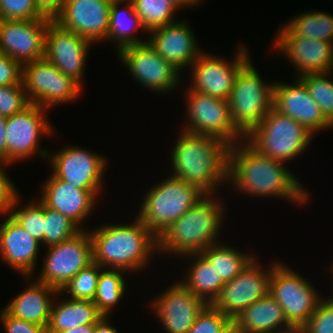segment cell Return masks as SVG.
I'll return each mask as SVG.
<instances>
[{
    "label": "cell",
    "instance_id": "1",
    "mask_svg": "<svg viewBox=\"0 0 333 333\" xmlns=\"http://www.w3.org/2000/svg\"><path fill=\"white\" fill-rule=\"evenodd\" d=\"M284 165L260 153L246 139L238 141L229 147L227 185L232 184L238 194L281 198L303 205L312 193Z\"/></svg>",
    "mask_w": 333,
    "mask_h": 333
},
{
    "label": "cell",
    "instance_id": "2",
    "mask_svg": "<svg viewBox=\"0 0 333 333\" xmlns=\"http://www.w3.org/2000/svg\"><path fill=\"white\" fill-rule=\"evenodd\" d=\"M180 131L171 148L170 175L194 184L205 194H218L217 189L228 184L230 146L218 137Z\"/></svg>",
    "mask_w": 333,
    "mask_h": 333
},
{
    "label": "cell",
    "instance_id": "3",
    "mask_svg": "<svg viewBox=\"0 0 333 333\" xmlns=\"http://www.w3.org/2000/svg\"><path fill=\"white\" fill-rule=\"evenodd\" d=\"M93 243V262L107 269L128 272L145 270L158 253V239L137 216L131 223L105 224L89 230ZM134 271V272H133Z\"/></svg>",
    "mask_w": 333,
    "mask_h": 333
},
{
    "label": "cell",
    "instance_id": "4",
    "mask_svg": "<svg viewBox=\"0 0 333 333\" xmlns=\"http://www.w3.org/2000/svg\"><path fill=\"white\" fill-rule=\"evenodd\" d=\"M217 194H205L158 239V253L172 257L199 253L220 242L225 207ZM218 198V199H217Z\"/></svg>",
    "mask_w": 333,
    "mask_h": 333
},
{
    "label": "cell",
    "instance_id": "5",
    "mask_svg": "<svg viewBox=\"0 0 333 333\" xmlns=\"http://www.w3.org/2000/svg\"><path fill=\"white\" fill-rule=\"evenodd\" d=\"M160 181L145 192L136 214L156 237L205 195L194 184L172 175Z\"/></svg>",
    "mask_w": 333,
    "mask_h": 333
},
{
    "label": "cell",
    "instance_id": "6",
    "mask_svg": "<svg viewBox=\"0 0 333 333\" xmlns=\"http://www.w3.org/2000/svg\"><path fill=\"white\" fill-rule=\"evenodd\" d=\"M274 83L262 80L251 59L238 72L228 102L232 122L244 137L273 107Z\"/></svg>",
    "mask_w": 333,
    "mask_h": 333
},
{
    "label": "cell",
    "instance_id": "7",
    "mask_svg": "<svg viewBox=\"0 0 333 333\" xmlns=\"http://www.w3.org/2000/svg\"><path fill=\"white\" fill-rule=\"evenodd\" d=\"M314 135L290 116L273 107L245 139L266 157L288 163L301 156Z\"/></svg>",
    "mask_w": 333,
    "mask_h": 333
},
{
    "label": "cell",
    "instance_id": "8",
    "mask_svg": "<svg viewBox=\"0 0 333 333\" xmlns=\"http://www.w3.org/2000/svg\"><path fill=\"white\" fill-rule=\"evenodd\" d=\"M277 261L272 268L269 294L283 308L287 321L299 330L322 299L318 290L300 273Z\"/></svg>",
    "mask_w": 333,
    "mask_h": 333
},
{
    "label": "cell",
    "instance_id": "9",
    "mask_svg": "<svg viewBox=\"0 0 333 333\" xmlns=\"http://www.w3.org/2000/svg\"><path fill=\"white\" fill-rule=\"evenodd\" d=\"M47 111L31 103L22 112L7 117L6 164L14 165L22 160H30L35 154H38L39 159H47L50 151L41 149L40 141L45 135L53 137L55 134L53 124L47 119Z\"/></svg>",
    "mask_w": 333,
    "mask_h": 333
},
{
    "label": "cell",
    "instance_id": "10",
    "mask_svg": "<svg viewBox=\"0 0 333 333\" xmlns=\"http://www.w3.org/2000/svg\"><path fill=\"white\" fill-rule=\"evenodd\" d=\"M22 83L30 103L49 110L55 105L73 103L84 92L72 77L60 72L45 58L22 65Z\"/></svg>",
    "mask_w": 333,
    "mask_h": 333
},
{
    "label": "cell",
    "instance_id": "11",
    "mask_svg": "<svg viewBox=\"0 0 333 333\" xmlns=\"http://www.w3.org/2000/svg\"><path fill=\"white\" fill-rule=\"evenodd\" d=\"M183 95L188 119L180 130L218 137L229 146L245 139L232 122L228 100L201 94L189 87Z\"/></svg>",
    "mask_w": 333,
    "mask_h": 333
},
{
    "label": "cell",
    "instance_id": "12",
    "mask_svg": "<svg viewBox=\"0 0 333 333\" xmlns=\"http://www.w3.org/2000/svg\"><path fill=\"white\" fill-rule=\"evenodd\" d=\"M246 46H237L232 61L202 52L189 68L191 80L188 87L201 94L228 100L238 72L251 59Z\"/></svg>",
    "mask_w": 333,
    "mask_h": 333
},
{
    "label": "cell",
    "instance_id": "13",
    "mask_svg": "<svg viewBox=\"0 0 333 333\" xmlns=\"http://www.w3.org/2000/svg\"><path fill=\"white\" fill-rule=\"evenodd\" d=\"M117 54L119 61L143 89L168 94L180 88L181 72L158 55L148 41L124 47Z\"/></svg>",
    "mask_w": 333,
    "mask_h": 333
},
{
    "label": "cell",
    "instance_id": "14",
    "mask_svg": "<svg viewBox=\"0 0 333 333\" xmlns=\"http://www.w3.org/2000/svg\"><path fill=\"white\" fill-rule=\"evenodd\" d=\"M85 228L67 241L46 247L38 281L60 291L80 270L93 263V243Z\"/></svg>",
    "mask_w": 333,
    "mask_h": 333
},
{
    "label": "cell",
    "instance_id": "15",
    "mask_svg": "<svg viewBox=\"0 0 333 333\" xmlns=\"http://www.w3.org/2000/svg\"><path fill=\"white\" fill-rule=\"evenodd\" d=\"M48 161L58 179L84 190H102L108 159L80 146L66 145L48 153Z\"/></svg>",
    "mask_w": 333,
    "mask_h": 333
},
{
    "label": "cell",
    "instance_id": "16",
    "mask_svg": "<svg viewBox=\"0 0 333 333\" xmlns=\"http://www.w3.org/2000/svg\"><path fill=\"white\" fill-rule=\"evenodd\" d=\"M259 260L256 256L235 278L226 282L212 304L230 319L234 320L247 307L269 294L270 276L277 262L264 268Z\"/></svg>",
    "mask_w": 333,
    "mask_h": 333
},
{
    "label": "cell",
    "instance_id": "17",
    "mask_svg": "<svg viewBox=\"0 0 333 333\" xmlns=\"http://www.w3.org/2000/svg\"><path fill=\"white\" fill-rule=\"evenodd\" d=\"M179 280L149 303L166 333H187L208 305L195 296Z\"/></svg>",
    "mask_w": 333,
    "mask_h": 333
},
{
    "label": "cell",
    "instance_id": "18",
    "mask_svg": "<svg viewBox=\"0 0 333 333\" xmlns=\"http://www.w3.org/2000/svg\"><path fill=\"white\" fill-rule=\"evenodd\" d=\"M92 45L86 38L51 21L45 36L44 58L83 87L88 52Z\"/></svg>",
    "mask_w": 333,
    "mask_h": 333
},
{
    "label": "cell",
    "instance_id": "19",
    "mask_svg": "<svg viewBox=\"0 0 333 333\" xmlns=\"http://www.w3.org/2000/svg\"><path fill=\"white\" fill-rule=\"evenodd\" d=\"M50 19L0 20V52L21 65L44 58Z\"/></svg>",
    "mask_w": 333,
    "mask_h": 333
},
{
    "label": "cell",
    "instance_id": "20",
    "mask_svg": "<svg viewBox=\"0 0 333 333\" xmlns=\"http://www.w3.org/2000/svg\"><path fill=\"white\" fill-rule=\"evenodd\" d=\"M112 2V0H65L61 13L54 22L93 44L107 42Z\"/></svg>",
    "mask_w": 333,
    "mask_h": 333
},
{
    "label": "cell",
    "instance_id": "21",
    "mask_svg": "<svg viewBox=\"0 0 333 333\" xmlns=\"http://www.w3.org/2000/svg\"><path fill=\"white\" fill-rule=\"evenodd\" d=\"M273 108L301 123L314 136L317 131L333 130V125L298 78L292 83L275 81Z\"/></svg>",
    "mask_w": 333,
    "mask_h": 333
},
{
    "label": "cell",
    "instance_id": "22",
    "mask_svg": "<svg viewBox=\"0 0 333 333\" xmlns=\"http://www.w3.org/2000/svg\"><path fill=\"white\" fill-rule=\"evenodd\" d=\"M273 40L272 50L283 54L282 57L293 64L297 72L295 78L329 72L333 68L332 42L296 36H275Z\"/></svg>",
    "mask_w": 333,
    "mask_h": 333
},
{
    "label": "cell",
    "instance_id": "23",
    "mask_svg": "<svg viewBox=\"0 0 333 333\" xmlns=\"http://www.w3.org/2000/svg\"><path fill=\"white\" fill-rule=\"evenodd\" d=\"M39 198L47 207L70 218L82 230V224L91 216L102 190H84L72 183L58 179L53 174L42 185ZM82 226V227H81Z\"/></svg>",
    "mask_w": 333,
    "mask_h": 333
},
{
    "label": "cell",
    "instance_id": "24",
    "mask_svg": "<svg viewBox=\"0 0 333 333\" xmlns=\"http://www.w3.org/2000/svg\"><path fill=\"white\" fill-rule=\"evenodd\" d=\"M184 20H177L149 32L148 43L156 53L180 72L188 69L204 51L199 49L193 28Z\"/></svg>",
    "mask_w": 333,
    "mask_h": 333
},
{
    "label": "cell",
    "instance_id": "25",
    "mask_svg": "<svg viewBox=\"0 0 333 333\" xmlns=\"http://www.w3.org/2000/svg\"><path fill=\"white\" fill-rule=\"evenodd\" d=\"M0 224V259L22 276H34L41 243L9 214Z\"/></svg>",
    "mask_w": 333,
    "mask_h": 333
},
{
    "label": "cell",
    "instance_id": "26",
    "mask_svg": "<svg viewBox=\"0 0 333 333\" xmlns=\"http://www.w3.org/2000/svg\"><path fill=\"white\" fill-rule=\"evenodd\" d=\"M22 278L29 282L27 289L24 288L25 290L15 295L3 308L15 318L47 328L52 304L59 290L43 284L33 276H22Z\"/></svg>",
    "mask_w": 333,
    "mask_h": 333
},
{
    "label": "cell",
    "instance_id": "27",
    "mask_svg": "<svg viewBox=\"0 0 333 333\" xmlns=\"http://www.w3.org/2000/svg\"><path fill=\"white\" fill-rule=\"evenodd\" d=\"M234 321L244 333H292L283 308L268 294L243 310Z\"/></svg>",
    "mask_w": 333,
    "mask_h": 333
},
{
    "label": "cell",
    "instance_id": "28",
    "mask_svg": "<svg viewBox=\"0 0 333 333\" xmlns=\"http://www.w3.org/2000/svg\"><path fill=\"white\" fill-rule=\"evenodd\" d=\"M59 295L62 296L60 291L53 301L46 333H60L81 325L95 324L103 317L93 301L74 300L68 296L60 301Z\"/></svg>",
    "mask_w": 333,
    "mask_h": 333
},
{
    "label": "cell",
    "instance_id": "29",
    "mask_svg": "<svg viewBox=\"0 0 333 333\" xmlns=\"http://www.w3.org/2000/svg\"><path fill=\"white\" fill-rule=\"evenodd\" d=\"M184 257L186 260L190 257L192 262L180 282L195 296L207 304H213L225 283L200 253L187 254Z\"/></svg>",
    "mask_w": 333,
    "mask_h": 333
},
{
    "label": "cell",
    "instance_id": "30",
    "mask_svg": "<svg viewBox=\"0 0 333 333\" xmlns=\"http://www.w3.org/2000/svg\"><path fill=\"white\" fill-rule=\"evenodd\" d=\"M139 29L142 33L146 32L134 10L133 3L130 0L113 1L110 9L107 41L108 43L109 41L114 42L116 53L124 47L147 42L148 39H140L135 35Z\"/></svg>",
    "mask_w": 333,
    "mask_h": 333
},
{
    "label": "cell",
    "instance_id": "31",
    "mask_svg": "<svg viewBox=\"0 0 333 333\" xmlns=\"http://www.w3.org/2000/svg\"><path fill=\"white\" fill-rule=\"evenodd\" d=\"M294 17V18H293ZM276 31V36L314 38L333 43V15L324 11L302 12ZM278 32V33H277Z\"/></svg>",
    "mask_w": 333,
    "mask_h": 333
},
{
    "label": "cell",
    "instance_id": "32",
    "mask_svg": "<svg viewBox=\"0 0 333 333\" xmlns=\"http://www.w3.org/2000/svg\"><path fill=\"white\" fill-rule=\"evenodd\" d=\"M232 246L219 242L199 252L224 283L235 278L257 256L253 252H240Z\"/></svg>",
    "mask_w": 333,
    "mask_h": 333
},
{
    "label": "cell",
    "instance_id": "33",
    "mask_svg": "<svg viewBox=\"0 0 333 333\" xmlns=\"http://www.w3.org/2000/svg\"><path fill=\"white\" fill-rule=\"evenodd\" d=\"M127 274L129 273L121 269L104 268L101 271L93 302L103 316L110 317L113 309L124 298L127 288L124 276Z\"/></svg>",
    "mask_w": 333,
    "mask_h": 333
},
{
    "label": "cell",
    "instance_id": "34",
    "mask_svg": "<svg viewBox=\"0 0 333 333\" xmlns=\"http://www.w3.org/2000/svg\"><path fill=\"white\" fill-rule=\"evenodd\" d=\"M134 5V10L146 31L161 28L173 23L176 11L179 8L171 0H130Z\"/></svg>",
    "mask_w": 333,
    "mask_h": 333
},
{
    "label": "cell",
    "instance_id": "35",
    "mask_svg": "<svg viewBox=\"0 0 333 333\" xmlns=\"http://www.w3.org/2000/svg\"><path fill=\"white\" fill-rule=\"evenodd\" d=\"M22 196L19 195L11 207L9 215L21 225L27 233L44 245V203L37 198L21 207ZM20 205V208H19Z\"/></svg>",
    "mask_w": 333,
    "mask_h": 333
},
{
    "label": "cell",
    "instance_id": "36",
    "mask_svg": "<svg viewBox=\"0 0 333 333\" xmlns=\"http://www.w3.org/2000/svg\"><path fill=\"white\" fill-rule=\"evenodd\" d=\"M330 72L305 74L298 79L320 106L324 117L333 125V79Z\"/></svg>",
    "mask_w": 333,
    "mask_h": 333
},
{
    "label": "cell",
    "instance_id": "37",
    "mask_svg": "<svg viewBox=\"0 0 333 333\" xmlns=\"http://www.w3.org/2000/svg\"><path fill=\"white\" fill-rule=\"evenodd\" d=\"M44 246L60 244L76 236L82 229L70 218L44 204Z\"/></svg>",
    "mask_w": 333,
    "mask_h": 333
},
{
    "label": "cell",
    "instance_id": "38",
    "mask_svg": "<svg viewBox=\"0 0 333 333\" xmlns=\"http://www.w3.org/2000/svg\"><path fill=\"white\" fill-rule=\"evenodd\" d=\"M104 268L99 264L91 263L80 270L60 290L61 294H68L70 299L93 301L97 292L98 278Z\"/></svg>",
    "mask_w": 333,
    "mask_h": 333
},
{
    "label": "cell",
    "instance_id": "39",
    "mask_svg": "<svg viewBox=\"0 0 333 333\" xmlns=\"http://www.w3.org/2000/svg\"><path fill=\"white\" fill-rule=\"evenodd\" d=\"M322 298L299 333H333V299Z\"/></svg>",
    "mask_w": 333,
    "mask_h": 333
},
{
    "label": "cell",
    "instance_id": "40",
    "mask_svg": "<svg viewBox=\"0 0 333 333\" xmlns=\"http://www.w3.org/2000/svg\"><path fill=\"white\" fill-rule=\"evenodd\" d=\"M23 83L0 86V115L10 117L30 105Z\"/></svg>",
    "mask_w": 333,
    "mask_h": 333
},
{
    "label": "cell",
    "instance_id": "41",
    "mask_svg": "<svg viewBox=\"0 0 333 333\" xmlns=\"http://www.w3.org/2000/svg\"><path fill=\"white\" fill-rule=\"evenodd\" d=\"M47 19L37 9L35 0H0V20Z\"/></svg>",
    "mask_w": 333,
    "mask_h": 333
},
{
    "label": "cell",
    "instance_id": "42",
    "mask_svg": "<svg viewBox=\"0 0 333 333\" xmlns=\"http://www.w3.org/2000/svg\"><path fill=\"white\" fill-rule=\"evenodd\" d=\"M230 320L219 309H216L212 304H208L187 333H220Z\"/></svg>",
    "mask_w": 333,
    "mask_h": 333
},
{
    "label": "cell",
    "instance_id": "43",
    "mask_svg": "<svg viewBox=\"0 0 333 333\" xmlns=\"http://www.w3.org/2000/svg\"><path fill=\"white\" fill-rule=\"evenodd\" d=\"M7 166L9 165L0 164V215L2 217L10 213L14 200L20 194L8 175Z\"/></svg>",
    "mask_w": 333,
    "mask_h": 333
},
{
    "label": "cell",
    "instance_id": "44",
    "mask_svg": "<svg viewBox=\"0 0 333 333\" xmlns=\"http://www.w3.org/2000/svg\"><path fill=\"white\" fill-rule=\"evenodd\" d=\"M0 325L5 333H46L44 326L15 318L4 308L0 310Z\"/></svg>",
    "mask_w": 333,
    "mask_h": 333
},
{
    "label": "cell",
    "instance_id": "45",
    "mask_svg": "<svg viewBox=\"0 0 333 333\" xmlns=\"http://www.w3.org/2000/svg\"><path fill=\"white\" fill-rule=\"evenodd\" d=\"M22 83V65L0 52V86Z\"/></svg>",
    "mask_w": 333,
    "mask_h": 333
},
{
    "label": "cell",
    "instance_id": "46",
    "mask_svg": "<svg viewBox=\"0 0 333 333\" xmlns=\"http://www.w3.org/2000/svg\"><path fill=\"white\" fill-rule=\"evenodd\" d=\"M65 0H35L38 11L47 19H54L61 13Z\"/></svg>",
    "mask_w": 333,
    "mask_h": 333
},
{
    "label": "cell",
    "instance_id": "47",
    "mask_svg": "<svg viewBox=\"0 0 333 333\" xmlns=\"http://www.w3.org/2000/svg\"><path fill=\"white\" fill-rule=\"evenodd\" d=\"M6 123L7 117L0 115V164H6Z\"/></svg>",
    "mask_w": 333,
    "mask_h": 333
},
{
    "label": "cell",
    "instance_id": "48",
    "mask_svg": "<svg viewBox=\"0 0 333 333\" xmlns=\"http://www.w3.org/2000/svg\"><path fill=\"white\" fill-rule=\"evenodd\" d=\"M93 333H120L110 323V317L103 316L97 323L94 324Z\"/></svg>",
    "mask_w": 333,
    "mask_h": 333
},
{
    "label": "cell",
    "instance_id": "49",
    "mask_svg": "<svg viewBox=\"0 0 333 333\" xmlns=\"http://www.w3.org/2000/svg\"><path fill=\"white\" fill-rule=\"evenodd\" d=\"M179 9H183L186 7H195L196 5H200L204 2V0H171Z\"/></svg>",
    "mask_w": 333,
    "mask_h": 333
},
{
    "label": "cell",
    "instance_id": "50",
    "mask_svg": "<svg viewBox=\"0 0 333 333\" xmlns=\"http://www.w3.org/2000/svg\"><path fill=\"white\" fill-rule=\"evenodd\" d=\"M93 332H94V324H87L74 327L72 329H68L60 333H93Z\"/></svg>",
    "mask_w": 333,
    "mask_h": 333
},
{
    "label": "cell",
    "instance_id": "51",
    "mask_svg": "<svg viewBox=\"0 0 333 333\" xmlns=\"http://www.w3.org/2000/svg\"><path fill=\"white\" fill-rule=\"evenodd\" d=\"M220 333H244L240 326L231 319L221 330Z\"/></svg>",
    "mask_w": 333,
    "mask_h": 333
},
{
    "label": "cell",
    "instance_id": "52",
    "mask_svg": "<svg viewBox=\"0 0 333 333\" xmlns=\"http://www.w3.org/2000/svg\"><path fill=\"white\" fill-rule=\"evenodd\" d=\"M332 262H333V261H332ZM332 262H331L332 265L330 266V268H329L330 270H329V271H330V273L332 272L331 274L333 275V263H332ZM332 278H333V277H332ZM332 285H333V284H332ZM332 287H333V286H332ZM330 297H332V299H333V294H332V296H330Z\"/></svg>",
    "mask_w": 333,
    "mask_h": 333
},
{
    "label": "cell",
    "instance_id": "53",
    "mask_svg": "<svg viewBox=\"0 0 333 333\" xmlns=\"http://www.w3.org/2000/svg\"><path fill=\"white\" fill-rule=\"evenodd\" d=\"M331 75H333V68L329 71ZM333 77V76H332Z\"/></svg>",
    "mask_w": 333,
    "mask_h": 333
}]
</instances>
